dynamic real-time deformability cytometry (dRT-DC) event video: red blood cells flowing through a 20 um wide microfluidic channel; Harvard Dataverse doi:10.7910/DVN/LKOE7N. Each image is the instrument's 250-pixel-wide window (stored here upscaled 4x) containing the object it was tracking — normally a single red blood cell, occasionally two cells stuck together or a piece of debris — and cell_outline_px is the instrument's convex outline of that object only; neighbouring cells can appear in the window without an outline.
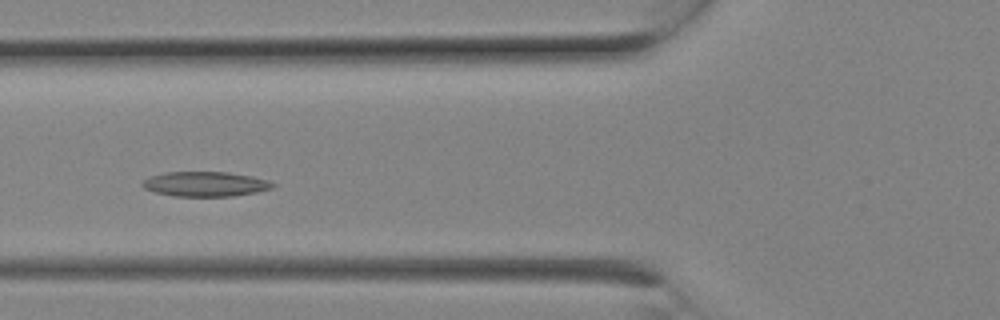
{"species": "Egyptian fruit bat (a non-hibernating species)", "species_latin": "Rousettus aegyptiacus", "temperature_condition": "room temperature", "stored_images_in_passage": 7, "camera_frame_rate_fps": 3000, "um_per_image_px": 0.085, "animal": {"sex": "female"}, "frame": {"image": 1, "passage_image": 6, "time_ms": 1.667, "image_size_px": [1000, 320], "cell_outline_px": [[276, 184], [272, 188], [256, 192], [232, 196], [172, 196], [156, 192], [144, 188], [140, 184], [148, 176], [164, 172], [228, 172], [252, 176], [268, 180]], "centroid_in_image_um": [17.43, 15.64], "position_along_channel_um": 108.4, "area_um2": 18.9}}
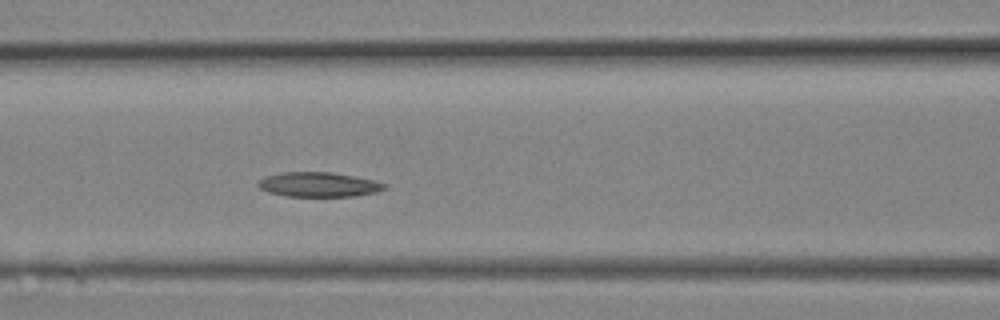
{"frame": {"image": 2, "passage_image": 7, "time_ms": 2.0, "image_size_px": [1000, 320], "cell_outline_px": [[388, 188], [376, 192], [356, 196], [288, 196], [268, 192], [260, 188], [256, 184], [264, 176], [280, 172], [332, 172], [372, 180], [388, 184]], "centroid_in_image_um": [27.08, 15.68], "position_along_channel_um": 139.5, "area_um2": 18.15}}